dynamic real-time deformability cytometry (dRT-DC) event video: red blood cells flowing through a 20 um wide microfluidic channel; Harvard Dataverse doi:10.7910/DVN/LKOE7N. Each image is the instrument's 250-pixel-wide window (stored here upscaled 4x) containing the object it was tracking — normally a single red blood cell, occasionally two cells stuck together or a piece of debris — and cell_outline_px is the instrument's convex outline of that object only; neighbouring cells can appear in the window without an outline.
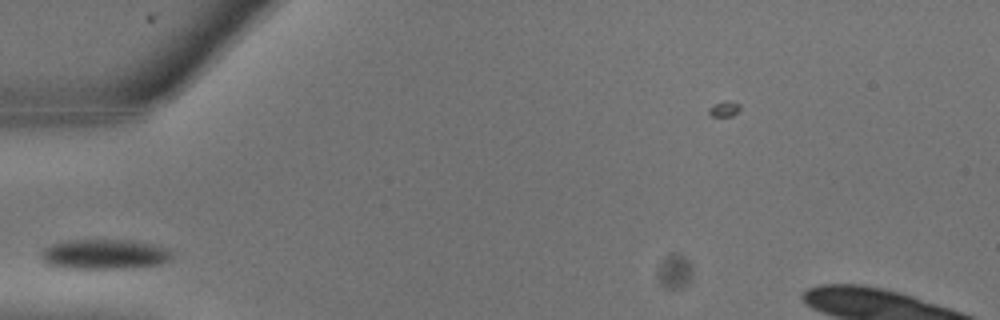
{"species": "common noctule bat (a hibernating species)", "species_latin": "Nyctalus noctula", "temperature_condition": "warm", "stored_images_in_passage": 5, "camera_frame_rate_fps": 3000, "um_per_image_px": 0.085, "animal": {"sex": "male", "body_mass_g": 13.3}, "frame": {"image": 1, "passage_image": 1, "time_ms": 0.0, "image_size_px": [1000, 320], "cell_outline_px": [[172, 256], [168, 260], [160, 264], [148, 268], [64, 268], [44, 264], [40, 256], [44, 248], [52, 244], [64, 240], [132, 240], [152, 244], [168, 248]], "centroid_in_image_um": [8.87, 21.62], "position_along_channel_um": 76.1, "area_um2": 23.18}}
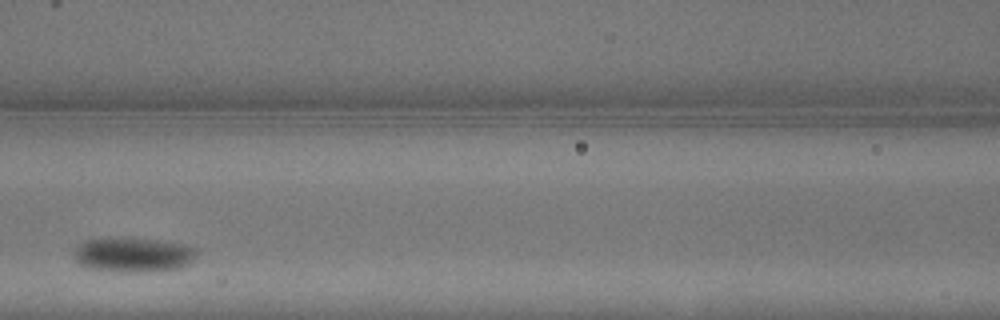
{"frame": {"image": 2, "passage_image": 4, "time_ms": 1.0, "image_size_px": [1000, 320], "cell_outline_px": [[196, 256], [188, 264], [180, 268], [160, 272], [124, 272], [84, 268], [76, 264], [72, 256], [76, 248], [84, 240], [112, 236], [160, 240], [184, 244], [196, 248]], "centroid_in_image_um": [11.27, 21.65], "position_along_channel_um": 155.3, "area_um2": 25.72}}